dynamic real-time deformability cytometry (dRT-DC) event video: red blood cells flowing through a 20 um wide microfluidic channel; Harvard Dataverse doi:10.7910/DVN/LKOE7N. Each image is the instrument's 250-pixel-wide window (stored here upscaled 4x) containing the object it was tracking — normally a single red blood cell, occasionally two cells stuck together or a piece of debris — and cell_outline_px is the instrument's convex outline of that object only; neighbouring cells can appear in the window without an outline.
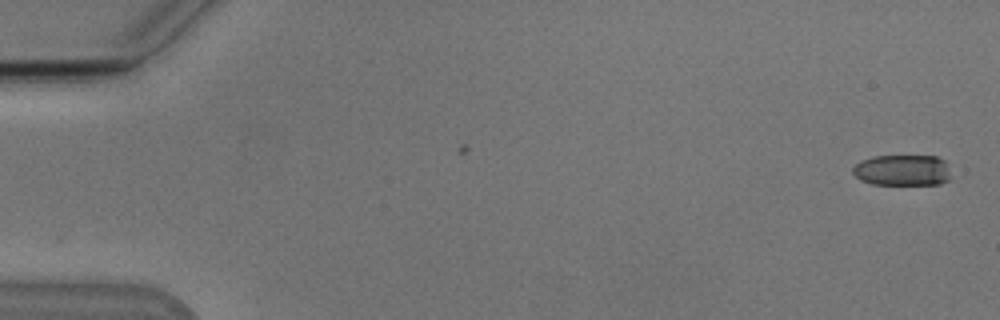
{"species": "Egyptian fruit bat (a non-hibernating species)", "species_latin": "Rousettus aegyptiacus", "temperature_condition": "cold", "stored_images_in_passage": 4, "camera_frame_rate_fps": 3000, "um_per_image_px": 0.085, "animal": {"sex": "male"}, "frame": {"image": 1, "passage_image": 1, "time_ms": 0.0, "image_size_px": [1000, 320], "cell_outline_px": [[948, 180], [940, 184], [872, 184], [860, 180], [852, 172], [852, 168], [860, 160], [872, 156], [936, 156], [944, 160], [948, 172]], "centroid_in_image_um": [76.65, 14.46], "position_along_channel_um": 8.4, "area_um2": 17.63}}